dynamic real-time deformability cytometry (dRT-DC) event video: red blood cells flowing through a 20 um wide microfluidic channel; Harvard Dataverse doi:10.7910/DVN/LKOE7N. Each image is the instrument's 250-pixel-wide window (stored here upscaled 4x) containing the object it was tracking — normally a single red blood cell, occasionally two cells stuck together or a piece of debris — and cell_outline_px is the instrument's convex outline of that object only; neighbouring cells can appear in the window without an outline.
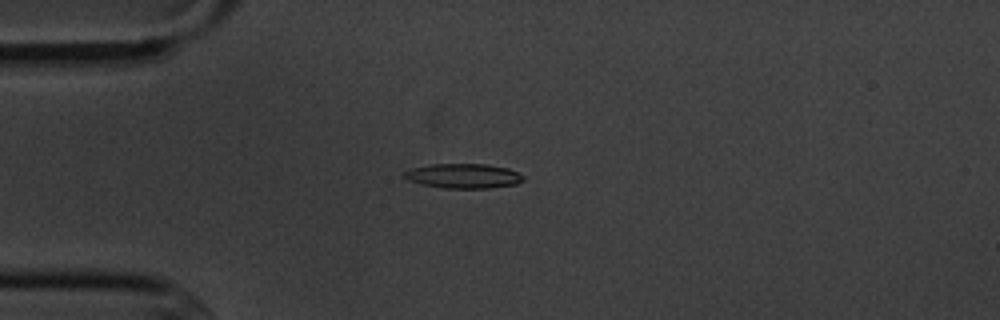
{"species": "common noctule bat (a hibernating species)", "species_latin": "Nyctalus noctula", "temperature_condition": "cold", "stored_images_in_passage": 5, "camera_frame_rate_fps": 3000, "um_per_image_px": 0.085, "animal": {"sex": "male", "body_mass_g": 20.1, "forearm_length_mm": 53.5}, "frame": {"image": 1, "passage_image": 3, "time_ms": 3.0, "image_size_px": [1000, 320], "cell_outline_px": [[524, 180], [516, 184], [488, 188], [444, 188], [420, 184], [408, 180], [400, 176], [408, 168], [432, 164], [488, 164], [508, 168], [524, 176]], "centroid_in_image_um": [39.33, 14.95], "position_along_channel_um": 45.7, "area_um2": 17.28}}
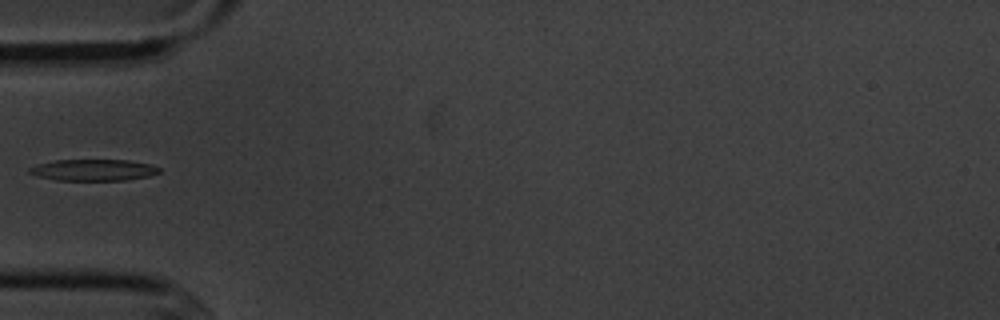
{"frame": {"image": 2, "passage_image": 4, "time_ms": 4.333, "image_size_px": [1000, 320], "cell_outline_px": [[160, 172], [148, 176], [128, 180], [56, 180], [36, 176], [28, 172], [28, 168], [40, 164], [56, 160], [128, 160], [152, 164], [160, 168]], "centroid_in_image_um": [7.96, 14.45], "position_along_channel_um": 77.0, "area_um2": 16.18}}
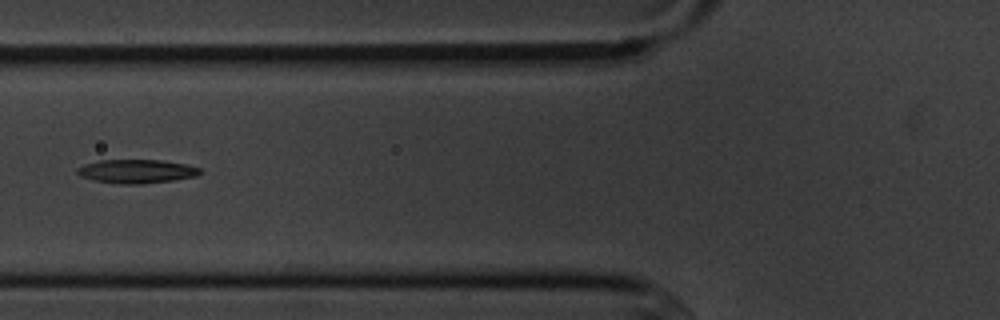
{"frame": {"image": 3, "passage_image": 5, "time_ms": 5.333, "image_size_px": [1000, 320], "cell_outline_px": [[200, 172], [196, 176], [172, 180], [140, 184], [120, 184], [92, 180], [80, 176], [76, 172], [76, 168], [84, 164], [100, 160], [160, 160], [188, 164], [200, 168]], "centroid_in_image_um": [11.57, 14.56], "position_along_channel_um": 114.2, "area_um2": 16.99}}